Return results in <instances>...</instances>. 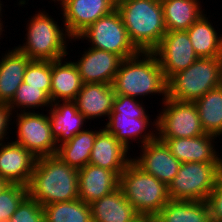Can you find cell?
<instances>
[{
    "label": "cell",
    "mask_w": 222,
    "mask_h": 222,
    "mask_svg": "<svg viewBox=\"0 0 222 222\" xmlns=\"http://www.w3.org/2000/svg\"><path fill=\"white\" fill-rule=\"evenodd\" d=\"M79 40L81 41L80 43L86 40L84 44L85 42L86 45L88 43V47L117 54L122 59L135 56L139 52L131 43L127 34V29L117 10L99 18L77 38H72L71 43Z\"/></svg>",
    "instance_id": "9"
},
{
    "label": "cell",
    "mask_w": 222,
    "mask_h": 222,
    "mask_svg": "<svg viewBox=\"0 0 222 222\" xmlns=\"http://www.w3.org/2000/svg\"><path fill=\"white\" fill-rule=\"evenodd\" d=\"M3 24H4L3 20L0 19V39L3 38V36H4L3 33L5 32V29H3L5 25H3ZM0 44H1V42H0Z\"/></svg>",
    "instance_id": "38"
},
{
    "label": "cell",
    "mask_w": 222,
    "mask_h": 222,
    "mask_svg": "<svg viewBox=\"0 0 222 222\" xmlns=\"http://www.w3.org/2000/svg\"><path fill=\"white\" fill-rule=\"evenodd\" d=\"M9 220L10 222H44L43 206L27 196Z\"/></svg>",
    "instance_id": "34"
},
{
    "label": "cell",
    "mask_w": 222,
    "mask_h": 222,
    "mask_svg": "<svg viewBox=\"0 0 222 222\" xmlns=\"http://www.w3.org/2000/svg\"><path fill=\"white\" fill-rule=\"evenodd\" d=\"M221 77H222V55H221Z\"/></svg>",
    "instance_id": "42"
},
{
    "label": "cell",
    "mask_w": 222,
    "mask_h": 222,
    "mask_svg": "<svg viewBox=\"0 0 222 222\" xmlns=\"http://www.w3.org/2000/svg\"><path fill=\"white\" fill-rule=\"evenodd\" d=\"M27 190L28 196L42 206L76 200L78 170L57 155L37 158Z\"/></svg>",
    "instance_id": "2"
},
{
    "label": "cell",
    "mask_w": 222,
    "mask_h": 222,
    "mask_svg": "<svg viewBox=\"0 0 222 222\" xmlns=\"http://www.w3.org/2000/svg\"><path fill=\"white\" fill-rule=\"evenodd\" d=\"M27 196L26 186L8 184L0 193V219L9 220Z\"/></svg>",
    "instance_id": "33"
},
{
    "label": "cell",
    "mask_w": 222,
    "mask_h": 222,
    "mask_svg": "<svg viewBox=\"0 0 222 222\" xmlns=\"http://www.w3.org/2000/svg\"><path fill=\"white\" fill-rule=\"evenodd\" d=\"M115 91L112 84L87 83L74 100L78 111L88 120L108 119L113 110Z\"/></svg>",
    "instance_id": "19"
},
{
    "label": "cell",
    "mask_w": 222,
    "mask_h": 222,
    "mask_svg": "<svg viewBox=\"0 0 222 222\" xmlns=\"http://www.w3.org/2000/svg\"><path fill=\"white\" fill-rule=\"evenodd\" d=\"M44 222H92L89 204L76 200L43 206Z\"/></svg>",
    "instance_id": "30"
},
{
    "label": "cell",
    "mask_w": 222,
    "mask_h": 222,
    "mask_svg": "<svg viewBox=\"0 0 222 222\" xmlns=\"http://www.w3.org/2000/svg\"><path fill=\"white\" fill-rule=\"evenodd\" d=\"M51 2L53 1L55 4L57 3V0H50Z\"/></svg>",
    "instance_id": "43"
},
{
    "label": "cell",
    "mask_w": 222,
    "mask_h": 222,
    "mask_svg": "<svg viewBox=\"0 0 222 222\" xmlns=\"http://www.w3.org/2000/svg\"><path fill=\"white\" fill-rule=\"evenodd\" d=\"M205 133L222 140V85L211 89L194 101Z\"/></svg>",
    "instance_id": "29"
},
{
    "label": "cell",
    "mask_w": 222,
    "mask_h": 222,
    "mask_svg": "<svg viewBox=\"0 0 222 222\" xmlns=\"http://www.w3.org/2000/svg\"><path fill=\"white\" fill-rule=\"evenodd\" d=\"M128 37L140 52H153L167 32L160 0H117Z\"/></svg>",
    "instance_id": "4"
},
{
    "label": "cell",
    "mask_w": 222,
    "mask_h": 222,
    "mask_svg": "<svg viewBox=\"0 0 222 222\" xmlns=\"http://www.w3.org/2000/svg\"><path fill=\"white\" fill-rule=\"evenodd\" d=\"M119 187L138 214L155 218L170 201L168 186L132 161L119 176Z\"/></svg>",
    "instance_id": "7"
},
{
    "label": "cell",
    "mask_w": 222,
    "mask_h": 222,
    "mask_svg": "<svg viewBox=\"0 0 222 222\" xmlns=\"http://www.w3.org/2000/svg\"><path fill=\"white\" fill-rule=\"evenodd\" d=\"M210 222H222V175L207 198Z\"/></svg>",
    "instance_id": "35"
},
{
    "label": "cell",
    "mask_w": 222,
    "mask_h": 222,
    "mask_svg": "<svg viewBox=\"0 0 222 222\" xmlns=\"http://www.w3.org/2000/svg\"><path fill=\"white\" fill-rule=\"evenodd\" d=\"M36 161L37 157L13 140L0 143V178L8 184L27 187Z\"/></svg>",
    "instance_id": "17"
},
{
    "label": "cell",
    "mask_w": 222,
    "mask_h": 222,
    "mask_svg": "<svg viewBox=\"0 0 222 222\" xmlns=\"http://www.w3.org/2000/svg\"><path fill=\"white\" fill-rule=\"evenodd\" d=\"M167 31L187 30L206 13L203 0H160ZM202 2V3H201Z\"/></svg>",
    "instance_id": "26"
},
{
    "label": "cell",
    "mask_w": 222,
    "mask_h": 222,
    "mask_svg": "<svg viewBox=\"0 0 222 222\" xmlns=\"http://www.w3.org/2000/svg\"><path fill=\"white\" fill-rule=\"evenodd\" d=\"M128 222H155V218L149 215L138 214L135 218Z\"/></svg>",
    "instance_id": "37"
},
{
    "label": "cell",
    "mask_w": 222,
    "mask_h": 222,
    "mask_svg": "<svg viewBox=\"0 0 222 222\" xmlns=\"http://www.w3.org/2000/svg\"><path fill=\"white\" fill-rule=\"evenodd\" d=\"M51 105L50 96L44 90H41V87L30 86L25 82L19 86L12 101L8 104L13 114L38 109V111L42 109V111H46Z\"/></svg>",
    "instance_id": "31"
},
{
    "label": "cell",
    "mask_w": 222,
    "mask_h": 222,
    "mask_svg": "<svg viewBox=\"0 0 222 222\" xmlns=\"http://www.w3.org/2000/svg\"><path fill=\"white\" fill-rule=\"evenodd\" d=\"M79 53V58H73V62L78 68L83 84H113L123 60L120 56L92 47H87Z\"/></svg>",
    "instance_id": "16"
},
{
    "label": "cell",
    "mask_w": 222,
    "mask_h": 222,
    "mask_svg": "<svg viewBox=\"0 0 222 222\" xmlns=\"http://www.w3.org/2000/svg\"><path fill=\"white\" fill-rule=\"evenodd\" d=\"M160 103L162 109L155 115L158 138H191L206 134L194 102H180L167 97Z\"/></svg>",
    "instance_id": "11"
},
{
    "label": "cell",
    "mask_w": 222,
    "mask_h": 222,
    "mask_svg": "<svg viewBox=\"0 0 222 222\" xmlns=\"http://www.w3.org/2000/svg\"><path fill=\"white\" fill-rule=\"evenodd\" d=\"M3 7H4V3L0 0V19H2L4 17L3 12L5 13V11H4L5 9H3Z\"/></svg>",
    "instance_id": "40"
},
{
    "label": "cell",
    "mask_w": 222,
    "mask_h": 222,
    "mask_svg": "<svg viewBox=\"0 0 222 222\" xmlns=\"http://www.w3.org/2000/svg\"><path fill=\"white\" fill-rule=\"evenodd\" d=\"M119 187V177L108 169L87 164L78 170L79 199L90 204Z\"/></svg>",
    "instance_id": "21"
},
{
    "label": "cell",
    "mask_w": 222,
    "mask_h": 222,
    "mask_svg": "<svg viewBox=\"0 0 222 222\" xmlns=\"http://www.w3.org/2000/svg\"><path fill=\"white\" fill-rule=\"evenodd\" d=\"M7 185H8V183L5 180H3L2 178H0V193Z\"/></svg>",
    "instance_id": "39"
},
{
    "label": "cell",
    "mask_w": 222,
    "mask_h": 222,
    "mask_svg": "<svg viewBox=\"0 0 222 222\" xmlns=\"http://www.w3.org/2000/svg\"><path fill=\"white\" fill-rule=\"evenodd\" d=\"M130 152L104 126H100L91 150L89 164L113 171L119 177L132 161Z\"/></svg>",
    "instance_id": "18"
},
{
    "label": "cell",
    "mask_w": 222,
    "mask_h": 222,
    "mask_svg": "<svg viewBox=\"0 0 222 222\" xmlns=\"http://www.w3.org/2000/svg\"><path fill=\"white\" fill-rule=\"evenodd\" d=\"M0 222H10V220H7V219H0Z\"/></svg>",
    "instance_id": "41"
},
{
    "label": "cell",
    "mask_w": 222,
    "mask_h": 222,
    "mask_svg": "<svg viewBox=\"0 0 222 222\" xmlns=\"http://www.w3.org/2000/svg\"><path fill=\"white\" fill-rule=\"evenodd\" d=\"M89 206L92 222H128L138 215L120 187Z\"/></svg>",
    "instance_id": "25"
},
{
    "label": "cell",
    "mask_w": 222,
    "mask_h": 222,
    "mask_svg": "<svg viewBox=\"0 0 222 222\" xmlns=\"http://www.w3.org/2000/svg\"><path fill=\"white\" fill-rule=\"evenodd\" d=\"M83 81L76 64L64 57L51 61V90L52 103L57 101H74L82 89Z\"/></svg>",
    "instance_id": "23"
},
{
    "label": "cell",
    "mask_w": 222,
    "mask_h": 222,
    "mask_svg": "<svg viewBox=\"0 0 222 222\" xmlns=\"http://www.w3.org/2000/svg\"><path fill=\"white\" fill-rule=\"evenodd\" d=\"M222 175V164L205 162L182 163L168 185L170 200L207 201Z\"/></svg>",
    "instance_id": "8"
},
{
    "label": "cell",
    "mask_w": 222,
    "mask_h": 222,
    "mask_svg": "<svg viewBox=\"0 0 222 222\" xmlns=\"http://www.w3.org/2000/svg\"><path fill=\"white\" fill-rule=\"evenodd\" d=\"M23 82L34 87H41L50 96L51 61L31 60L26 67Z\"/></svg>",
    "instance_id": "32"
},
{
    "label": "cell",
    "mask_w": 222,
    "mask_h": 222,
    "mask_svg": "<svg viewBox=\"0 0 222 222\" xmlns=\"http://www.w3.org/2000/svg\"><path fill=\"white\" fill-rule=\"evenodd\" d=\"M220 85L221 57H202L167 80V97L180 102H194Z\"/></svg>",
    "instance_id": "6"
},
{
    "label": "cell",
    "mask_w": 222,
    "mask_h": 222,
    "mask_svg": "<svg viewBox=\"0 0 222 222\" xmlns=\"http://www.w3.org/2000/svg\"><path fill=\"white\" fill-rule=\"evenodd\" d=\"M83 131L77 133L71 140L58 146L57 156L69 166L79 170L89 164L91 150L97 133L95 126L89 125ZM90 129V130H89Z\"/></svg>",
    "instance_id": "27"
},
{
    "label": "cell",
    "mask_w": 222,
    "mask_h": 222,
    "mask_svg": "<svg viewBox=\"0 0 222 222\" xmlns=\"http://www.w3.org/2000/svg\"><path fill=\"white\" fill-rule=\"evenodd\" d=\"M155 222H210L208 203L170 200L155 217Z\"/></svg>",
    "instance_id": "28"
},
{
    "label": "cell",
    "mask_w": 222,
    "mask_h": 222,
    "mask_svg": "<svg viewBox=\"0 0 222 222\" xmlns=\"http://www.w3.org/2000/svg\"><path fill=\"white\" fill-rule=\"evenodd\" d=\"M16 115V116H15ZM14 142L29 150L35 157L57 154L58 146L53 137L48 111L19 112L13 114Z\"/></svg>",
    "instance_id": "10"
},
{
    "label": "cell",
    "mask_w": 222,
    "mask_h": 222,
    "mask_svg": "<svg viewBox=\"0 0 222 222\" xmlns=\"http://www.w3.org/2000/svg\"><path fill=\"white\" fill-rule=\"evenodd\" d=\"M143 102L130 96L115 95L113 110L104 124V128L129 150L135 146L134 142L138 143L139 149L157 137V118L149 114Z\"/></svg>",
    "instance_id": "5"
},
{
    "label": "cell",
    "mask_w": 222,
    "mask_h": 222,
    "mask_svg": "<svg viewBox=\"0 0 222 222\" xmlns=\"http://www.w3.org/2000/svg\"><path fill=\"white\" fill-rule=\"evenodd\" d=\"M139 151V155H132V162L143 172L168 186L182 163L171 154L165 142L156 137L153 141L140 146Z\"/></svg>",
    "instance_id": "14"
},
{
    "label": "cell",
    "mask_w": 222,
    "mask_h": 222,
    "mask_svg": "<svg viewBox=\"0 0 222 222\" xmlns=\"http://www.w3.org/2000/svg\"><path fill=\"white\" fill-rule=\"evenodd\" d=\"M153 52L159 60L166 80L187 69L199 58L186 30L167 31Z\"/></svg>",
    "instance_id": "13"
},
{
    "label": "cell",
    "mask_w": 222,
    "mask_h": 222,
    "mask_svg": "<svg viewBox=\"0 0 222 222\" xmlns=\"http://www.w3.org/2000/svg\"><path fill=\"white\" fill-rule=\"evenodd\" d=\"M116 95L143 101L155 95L163 102L167 98V80L154 52H138L123 59L113 81ZM159 95V96H158Z\"/></svg>",
    "instance_id": "1"
},
{
    "label": "cell",
    "mask_w": 222,
    "mask_h": 222,
    "mask_svg": "<svg viewBox=\"0 0 222 222\" xmlns=\"http://www.w3.org/2000/svg\"><path fill=\"white\" fill-rule=\"evenodd\" d=\"M117 0H59L58 15L72 38H77L99 18L116 10Z\"/></svg>",
    "instance_id": "12"
},
{
    "label": "cell",
    "mask_w": 222,
    "mask_h": 222,
    "mask_svg": "<svg viewBox=\"0 0 222 222\" xmlns=\"http://www.w3.org/2000/svg\"><path fill=\"white\" fill-rule=\"evenodd\" d=\"M47 111L57 146L71 140L88 126L89 121L78 111L75 101L54 102Z\"/></svg>",
    "instance_id": "20"
},
{
    "label": "cell",
    "mask_w": 222,
    "mask_h": 222,
    "mask_svg": "<svg viewBox=\"0 0 222 222\" xmlns=\"http://www.w3.org/2000/svg\"><path fill=\"white\" fill-rule=\"evenodd\" d=\"M218 138V136L206 133L191 138L159 139L165 142L171 154L181 163L205 162L222 164V152L221 154L219 153V149H222V147L217 144L221 142L220 139L217 140Z\"/></svg>",
    "instance_id": "15"
},
{
    "label": "cell",
    "mask_w": 222,
    "mask_h": 222,
    "mask_svg": "<svg viewBox=\"0 0 222 222\" xmlns=\"http://www.w3.org/2000/svg\"><path fill=\"white\" fill-rule=\"evenodd\" d=\"M11 49V50H10ZM0 56V103L9 104L23 83L31 59L15 46ZM8 51V52H7Z\"/></svg>",
    "instance_id": "22"
},
{
    "label": "cell",
    "mask_w": 222,
    "mask_h": 222,
    "mask_svg": "<svg viewBox=\"0 0 222 222\" xmlns=\"http://www.w3.org/2000/svg\"><path fill=\"white\" fill-rule=\"evenodd\" d=\"M207 14L206 11V14H202L201 17L186 31L189 35L193 49L199 58L221 57L222 31H219L220 29L218 28L216 21L210 19L212 15L207 16Z\"/></svg>",
    "instance_id": "24"
},
{
    "label": "cell",
    "mask_w": 222,
    "mask_h": 222,
    "mask_svg": "<svg viewBox=\"0 0 222 222\" xmlns=\"http://www.w3.org/2000/svg\"><path fill=\"white\" fill-rule=\"evenodd\" d=\"M45 9L35 11L25 21V36L23 44L15 46L25 53L31 60L54 61L68 56L72 37L69 35L65 23L58 17L55 20ZM59 21V22H58ZM27 22V23H26ZM69 41V42H68ZM68 49V50H67Z\"/></svg>",
    "instance_id": "3"
},
{
    "label": "cell",
    "mask_w": 222,
    "mask_h": 222,
    "mask_svg": "<svg viewBox=\"0 0 222 222\" xmlns=\"http://www.w3.org/2000/svg\"><path fill=\"white\" fill-rule=\"evenodd\" d=\"M13 112L8 104L0 103V143L11 140Z\"/></svg>",
    "instance_id": "36"
}]
</instances>
